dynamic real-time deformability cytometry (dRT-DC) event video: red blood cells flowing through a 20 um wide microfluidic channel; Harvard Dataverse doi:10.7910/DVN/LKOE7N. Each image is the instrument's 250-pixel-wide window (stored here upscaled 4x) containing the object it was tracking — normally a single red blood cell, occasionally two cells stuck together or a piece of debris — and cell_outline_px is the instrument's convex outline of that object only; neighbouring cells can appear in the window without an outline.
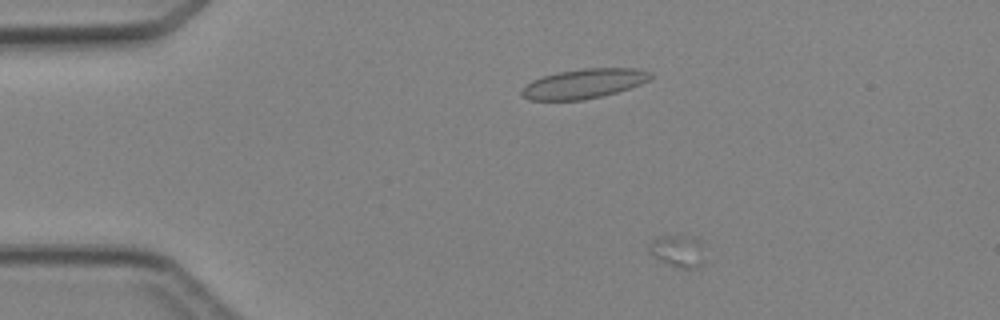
{"species": "Egyptian fruit bat (a non-hibernating species)", "species_latin": "Rousettus aegyptiacus", "temperature_condition": "cold", "stored_images_in_passage": 2, "camera_frame_rate_fps": 3000, "um_per_image_px": 0.085, "animal": {"sex": "female"}, "frame": {"image": 1, "passage_image": 1, "time_ms": 0.0, "image_size_px": [1000, 320], "cell_outline_px": [[704, 264], [696, 268], [680, 268], [660, 260], [648, 252], [648, 248], [652, 240], [656, 236], [688, 236], [704, 240]], "centroid_in_image_um": [57.68, 21.32], "position_along_channel_um": 27.3, "area_um2": 10.69}}